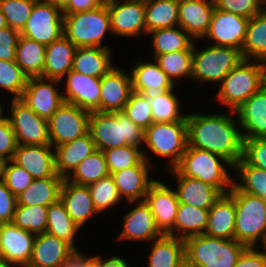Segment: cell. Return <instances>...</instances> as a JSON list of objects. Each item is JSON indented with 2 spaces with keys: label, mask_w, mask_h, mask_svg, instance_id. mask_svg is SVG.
<instances>
[{
  "label": "cell",
  "mask_w": 266,
  "mask_h": 267,
  "mask_svg": "<svg viewBox=\"0 0 266 267\" xmlns=\"http://www.w3.org/2000/svg\"><path fill=\"white\" fill-rule=\"evenodd\" d=\"M7 161H8L7 159H5L4 157L0 156V180H3L5 166H6Z\"/></svg>",
  "instance_id": "cell-61"
},
{
  "label": "cell",
  "mask_w": 266,
  "mask_h": 267,
  "mask_svg": "<svg viewBox=\"0 0 266 267\" xmlns=\"http://www.w3.org/2000/svg\"><path fill=\"white\" fill-rule=\"evenodd\" d=\"M92 260L99 267H129L126 260L118 256H113L103 261L100 255H96V256H93Z\"/></svg>",
  "instance_id": "cell-60"
},
{
  "label": "cell",
  "mask_w": 266,
  "mask_h": 267,
  "mask_svg": "<svg viewBox=\"0 0 266 267\" xmlns=\"http://www.w3.org/2000/svg\"><path fill=\"white\" fill-rule=\"evenodd\" d=\"M66 76L64 102L74 104L89 112H100L101 78L83 75L74 70Z\"/></svg>",
  "instance_id": "cell-17"
},
{
  "label": "cell",
  "mask_w": 266,
  "mask_h": 267,
  "mask_svg": "<svg viewBox=\"0 0 266 267\" xmlns=\"http://www.w3.org/2000/svg\"><path fill=\"white\" fill-rule=\"evenodd\" d=\"M131 70L133 92L142 94L149 100L174 89L175 83L154 61L153 63L138 61Z\"/></svg>",
  "instance_id": "cell-21"
},
{
  "label": "cell",
  "mask_w": 266,
  "mask_h": 267,
  "mask_svg": "<svg viewBox=\"0 0 266 267\" xmlns=\"http://www.w3.org/2000/svg\"><path fill=\"white\" fill-rule=\"evenodd\" d=\"M74 250L69 243L44 232L35 237L30 263L39 267H60Z\"/></svg>",
  "instance_id": "cell-28"
},
{
  "label": "cell",
  "mask_w": 266,
  "mask_h": 267,
  "mask_svg": "<svg viewBox=\"0 0 266 267\" xmlns=\"http://www.w3.org/2000/svg\"><path fill=\"white\" fill-rule=\"evenodd\" d=\"M60 200L73 221L82 227L94 214H99L95 209L90 191L86 185H79L65 178L61 190Z\"/></svg>",
  "instance_id": "cell-26"
},
{
  "label": "cell",
  "mask_w": 266,
  "mask_h": 267,
  "mask_svg": "<svg viewBox=\"0 0 266 267\" xmlns=\"http://www.w3.org/2000/svg\"><path fill=\"white\" fill-rule=\"evenodd\" d=\"M144 201L149 206L160 232L168 235L174 228L179 206L176 191L155 180L150 185Z\"/></svg>",
  "instance_id": "cell-16"
},
{
  "label": "cell",
  "mask_w": 266,
  "mask_h": 267,
  "mask_svg": "<svg viewBox=\"0 0 266 267\" xmlns=\"http://www.w3.org/2000/svg\"><path fill=\"white\" fill-rule=\"evenodd\" d=\"M154 55L193 50L194 39L180 26L150 31Z\"/></svg>",
  "instance_id": "cell-39"
},
{
  "label": "cell",
  "mask_w": 266,
  "mask_h": 267,
  "mask_svg": "<svg viewBox=\"0 0 266 267\" xmlns=\"http://www.w3.org/2000/svg\"><path fill=\"white\" fill-rule=\"evenodd\" d=\"M179 0H145V34L179 26Z\"/></svg>",
  "instance_id": "cell-36"
},
{
  "label": "cell",
  "mask_w": 266,
  "mask_h": 267,
  "mask_svg": "<svg viewBox=\"0 0 266 267\" xmlns=\"http://www.w3.org/2000/svg\"><path fill=\"white\" fill-rule=\"evenodd\" d=\"M14 266V264L9 263L7 261H5L4 259L0 258V267H12Z\"/></svg>",
  "instance_id": "cell-65"
},
{
  "label": "cell",
  "mask_w": 266,
  "mask_h": 267,
  "mask_svg": "<svg viewBox=\"0 0 266 267\" xmlns=\"http://www.w3.org/2000/svg\"><path fill=\"white\" fill-rule=\"evenodd\" d=\"M51 144L17 145L12 161L24 168L34 179L57 176L55 152Z\"/></svg>",
  "instance_id": "cell-20"
},
{
  "label": "cell",
  "mask_w": 266,
  "mask_h": 267,
  "mask_svg": "<svg viewBox=\"0 0 266 267\" xmlns=\"http://www.w3.org/2000/svg\"><path fill=\"white\" fill-rule=\"evenodd\" d=\"M120 2L115 0L106 3L111 17L112 35L136 37L145 34V0Z\"/></svg>",
  "instance_id": "cell-15"
},
{
  "label": "cell",
  "mask_w": 266,
  "mask_h": 267,
  "mask_svg": "<svg viewBox=\"0 0 266 267\" xmlns=\"http://www.w3.org/2000/svg\"><path fill=\"white\" fill-rule=\"evenodd\" d=\"M89 133L96 150L100 151L126 145L140 148L144 143V130L135 125L124 112H91Z\"/></svg>",
  "instance_id": "cell-2"
},
{
  "label": "cell",
  "mask_w": 266,
  "mask_h": 267,
  "mask_svg": "<svg viewBox=\"0 0 266 267\" xmlns=\"http://www.w3.org/2000/svg\"><path fill=\"white\" fill-rule=\"evenodd\" d=\"M152 165L143 159L137 166L111 174L121 198L125 196L128 202H136L138 199L144 201L150 185L155 181L148 177Z\"/></svg>",
  "instance_id": "cell-24"
},
{
  "label": "cell",
  "mask_w": 266,
  "mask_h": 267,
  "mask_svg": "<svg viewBox=\"0 0 266 267\" xmlns=\"http://www.w3.org/2000/svg\"><path fill=\"white\" fill-rule=\"evenodd\" d=\"M264 9L266 10V1L264 2Z\"/></svg>",
  "instance_id": "cell-71"
},
{
  "label": "cell",
  "mask_w": 266,
  "mask_h": 267,
  "mask_svg": "<svg viewBox=\"0 0 266 267\" xmlns=\"http://www.w3.org/2000/svg\"><path fill=\"white\" fill-rule=\"evenodd\" d=\"M233 168L239 173L242 181L233 183L239 190L266 200V170L248 164L243 158Z\"/></svg>",
  "instance_id": "cell-43"
},
{
  "label": "cell",
  "mask_w": 266,
  "mask_h": 267,
  "mask_svg": "<svg viewBox=\"0 0 266 267\" xmlns=\"http://www.w3.org/2000/svg\"><path fill=\"white\" fill-rule=\"evenodd\" d=\"M2 104H1V102H0V122L1 121H3L6 117H3L4 115H2V113H3V108H2V106H1Z\"/></svg>",
  "instance_id": "cell-69"
},
{
  "label": "cell",
  "mask_w": 266,
  "mask_h": 267,
  "mask_svg": "<svg viewBox=\"0 0 266 267\" xmlns=\"http://www.w3.org/2000/svg\"><path fill=\"white\" fill-rule=\"evenodd\" d=\"M249 19L215 8L205 38L212 39L216 46H230L242 50Z\"/></svg>",
  "instance_id": "cell-14"
},
{
  "label": "cell",
  "mask_w": 266,
  "mask_h": 267,
  "mask_svg": "<svg viewBox=\"0 0 266 267\" xmlns=\"http://www.w3.org/2000/svg\"><path fill=\"white\" fill-rule=\"evenodd\" d=\"M86 267H99L93 260H91Z\"/></svg>",
  "instance_id": "cell-68"
},
{
  "label": "cell",
  "mask_w": 266,
  "mask_h": 267,
  "mask_svg": "<svg viewBox=\"0 0 266 267\" xmlns=\"http://www.w3.org/2000/svg\"><path fill=\"white\" fill-rule=\"evenodd\" d=\"M241 51L230 46L210 45L196 50L193 44L192 79L199 82H222L224 77L241 61Z\"/></svg>",
  "instance_id": "cell-9"
},
{
  "label": "cell",
  "mask_w": 266,
  "mask_h": 267,
  "mask_svg": "<svg viewBox=\"0 0 266 267\" xmlns=\"http://www.w3.org/2000/svg\"><path fill=\"white\" fill-rule=\"evenodd\" d=\"M108 175L109 170L103 151L95 150L79 163L78 167L72 172V176L67 179L73 183L88 186Z\"/></svg>",
  "instance_id": "cell-41"
},
{
  "label": "cell",
  "mask_w": 266,
  "mask_h": 267,
  "mask_svg": "<svg viewBox=\"0 0 266 267\" xmlns=\"http://www.w3.org/2000/svg\"><path fill=\"white\" fill-rule=\"evenodd\" d=\"M20 31L9 26L0 29V60L16 61V47Z\"/></svg>",
  "instance_id": "cell-54"
},
{
  "label": "cell",
  "mask_w": 266,
  "mask_h": 267,
  "mask_svg": "<svg viewBox=\"0 0 266 267\" xmlns=\"http://www.w3.org/2000/svg\"><path fill=\"white\" fill-rule=\"evenodd\" d=\"M64 15V35L77 47H105L101 41L111 32V17L106 3L79 13Z\"/></svg>",
  "instance_id": "cell-7"
},
{
  "label": "cell",
  "mask_w": 266,
  "mask_h": 267,
  "mask_svg": "<svg viewBox=\"0 0 266 267\" xmlns=\"http://www.w3.org/2000/svg\"><path fill=\"white\" fill-rule=\"evenodd\" d=\"M109 170V175L114 172L137 166L143 159L150 162V158L143 150L133 145H126L103 151Z\"/></svg>",
  "instance_id": "cell-45"
},
{
  "label": "cell",
  "mask_w": 266,
  "mask_h": 267,
  "mask_svg": "<svg viewBox=\"0 0 266 267\" xmlns=\"http://www.w3.org/2000/svg\"><path fill=\"white\" fill-rule=\"evenodd\" d=\"M93 259V256H84L77 249H75L61 264L60 267H86V265Z\"/></svg>",
  "instance_id": "cell-59"
},
{
  "label": "cell",
  "mask_w": 266,
  "mask_h": 267,
  "mask_svg": "<svg viewBox=\"0 0 266 267\" xmlns=\"http://www.w3.org/2000/svg\"><path fill=\"white\" fill-rule=\"evenodd\" d=\"M91 112L64 102L47 120L52 147L80 138L89 133Z\"/></svg>",
  "instance_id": "cell-10"
},
{
  "label": "cell",
  "mask_w": 266,
  "mask_h": 267,
  "mask_svg": "<svg viewBox=\"0 0 266 267\" xmlns=\"http://www.w3.org/2000/svg\"><path fill=\"white\" fill-rule=\"evenodd\" d=\"M252 61L243 59L221 82L216 97L221 104L229 107L230 113L236 111L248 98L266 85V63L259 60Z\"/></svg>",
  "instance_id": "cell-3"
},
{
  "label": "cell",
  "mask_w": 266,
  "mask_h": 267,
  "mask_svg": "<svg viewBox=\"0 0 266 267\" xmlns=\"http://www.w3.org/2000/svg\"><path fill=\"white\" fill-rule=\"evenodd\" d=\"M54 150L57 174L65 179L78 167L80 162L96 150V147L88 133L73 141L56 146Z\"/></svg>",
  "instance_id": "cell-30"
},
{
  "label": "cell",
  "mask_w": 266,
  "mask_h": 267,
  "mask_svg": "<svg viewBox=\"0 0 266 267\" xmlns=\"http://www.w3.org/2000/svg\"><path fill=\"white\" fill-rule=\"evenodd\" d=\"M168 171L176 176L178 186L175 191L179 203L209 209L222 195L216 187L201 180L183 176L175 168Z\"/></svg>",
  "instance_id": "cell-27"
},
{
  "label": "cell",
  "mask_w": 266,
  "mask_h": 267,
  "mask_svg": "<svg viewBox=\"0 0 266 267\" xmlns=\"http://www.w3.org/2000/svg\"><path fill=\"white\" fill-rule=\"evenodd\" d=\"M45 53V45L21 35L16 47V63L28 78L41 77Z\"/></svg>",
  "instance_id": "cell-37"
},
{
  "label": "cell",
  "mask_w": 266,
  "mask_h": 267,
  "mask_svg": "<svg viewBox=\"0 0 266 267\" xmlns=\"http://www.w3.org/2000/svg\"><path fill=\"white\" fill-rule=\"evenodd\" d=\"M69 3V0H54V5L63 10Z\"/></svg>",
  "instance_id": "cell-62"
},
{
  "label": "cell",
  "mask_w": 266,
  "mask_h": 267,
  "mask_svg": "<svg viewBox=\"0 0 266 267\" xmlns=\"http://www.w3.org/2000/svg\"><path fill=\"white\" fill-rule=\"evenodd\" d=\"M228 194L234 199L236 218L234 239L247 247L266 241V200L239 190L234 184Z\"/></svg>",
  "instance_id": "cell-4"
},
{
  "label": "cell",
  "mask_w": 266,
  "mask_h": 267,
  "mask_svg": "<svg viewBox=\"0 0 266 267\" xmlns=\"http://www.w3.org/2000/svg\"><path fill=\"white\" fill-rule=\"evenodd\" d=\"M215 8L228 11L248 19L264 9L263 0H213Z\"/></svg>",
  "instance_id": "cell-52"
},
{
  "label": "cell",
  "mask_w": 266,
  "mask_h": 267,
  "mask_svg": "<svg viewBox=\"0 0 266 267\" xmlns=\"http://www.w3.org/2000/svg\"><path fill=\"white\" fill-rule=\"evenodd\" d=\"M242 158L248 164L266 170V138L244 139Z\"/></svg>",
  "instance_id": "cell-53"
},
{
  "label": "cell",
  "mask_w": 266,
  "mask_h": 267,
  "mask_svg": "<svg viewBox=\"0 0 266 267\" xmlns=\"http://www.w3.org/2000/svg\"><path fill=\"white\" fill-rule=\"evenodd\" d=\"M17 266H20V267H39V266H35L31 263H24V264H20V265H17Z\"/></svg>",
  "instance_id": "cell-67"
},
{
  "label": "cell",
  "mask_w": 266,
  "mask_h": 267,
  "mask_svg": "<svg viewBox=\"0 0 266 267\" xmlns=\"http://www.w3.org/2000/svg\"><path fill=\"white\" fill-rule=\"evenodd\" d=\"M223 163L233 168L228 160L218 154L187 146L175 169L183 176L201 180L227 194L233 187L234 179Z\"/></svg>",
  "instance_id": "cell-5"
},
{
  "label": "cell",
  "mask_w": 266,
  "mask_h": 267,
  "mask_svg": "<svg viewBox=\"0 0 266 267\" xmlns=\"http://www.w3.org/2000/svg\"><path fill=\"white\" fill-rule=\"evenodd\" d=\"M34 2L38 3H52L54 4V0H33Z\"/></svg>",
  "instance_id": "cell-66"
},
{
  "label": "cell",
  "mask_w": 266,
  "mask_h": 267,
  "mask_svg": "<svg viewBox=\"0 0 266 267\" xmlns=\"http://www.w3.org/2000/svg\"><path fill=\"white\" fill-rule=\"evenodd\" d=\"M173 90L150 99L153 122L170 123L175 121H186V115L180 114L179 99Z\"/></svg>",
  "instance_id": "cell-46"
},
{
  "label": "cell",
  "mask_w": 266,
  "mask_h": 267,
  "mask_svg": "<svg viewBox=\"0 0 266 267\" xmlns=\"http://www.w3.org/2000/svg\"><path fill=\"white\" fill-rule=\"evenodd\" d=\"M15 133L9 119L6 117L0 122V156L12 160L17 148Z\"/></svg>",
  "instance_id": "cell-55"
},
{
  "label": "cell",
  "mask_w": 266,
  "mask_h": 267,
  "mask_svg": "<svg viewBox=\"0 0 266 267\" xmlns=\"http://www.w3.org/2000/svg\"><path fill=\"white\" fill-rule=\"evenodd\" d=\"M123 112L135 125L143 130L153 123L150 100L142 94L133 92L129 101L124 106Z\"/></svg>",
  "instance_id": "cell-50"
},
{
  "label": "cell",
  "mask_w": 266,
  "mask_h": 267,
  "mask_svg": "<svg viewBox=\"0 0 266 267\" xmlns=\"http://www.w3.org/2000/svg\"><path fill=\"white\" fill-rule=\"evenodd\" d=\"M136 203L134 209L124 216L120 240H154L163 234L158 229L155 218L145 201L130 202Z\"/></svg>",
  "instance_id": "cell-25"
},
{
  "label": "cell",
  "mask_w": 266,
  "mask_h": 267,
  "mask_svg": "<svg viewBox=\"0 0 266 267\" xmlns=\"http://www.w3.org/2000/svg\"><path fill=\"white\" fill-rule=\"evenodd\" d=\"M177 267H196L186 257L178 264Z\"/></svg>",
  "instance_id": "cell-63"
},
{
  "label": "cell",
  "mask_w": 266,
  "mask_h": 267,
  "mask_svg": "<svg viewBox=\"0 0 266 267\" xmlns=\"http://www.w3.org/2000/svg\"><path fill=\"white\" fill-rule=\"evenodd\" d=\"M64 178L57 175L34 181L17 196V205H41L48 207L60 199Z\"/></svg>",
  "instance_id": "cell-34"
},
{
  "label": "cell",
  "mask_w": 266,
  "mask_h": 267,
  "mask_svg": "<svg viewBox=\"0 0 266 267\" xmlns=\"http://www.w3.org/2000/svg\"><path fill=\"white\" fill-rule=\"evenodd\" d=\"M209 209L179 203L173 230L168 234L182 240L205 234ZM176 232V233H175Z\"/></svg>",
  "instance_id": "cell-33"
},
{
  "label": "cell",
  "mask_w": 266,
  "mask_h": 267,
  "mask_svg": "<svg viewBox=\"0 0 266 267\" xmlns=\"http://www.w3.org/2000/svg\"><path fill=\"white\" fill-rule=\"evenodd\" d=\"M236 209L234 199L227 193L209 208L205 234L222 239H234Z\"/></svg>",
  "instance_id": "cell-31"
},
{
  "label": "cell",
  "mask_w": 266,
  "mask_h": 267,
  "mask_svg": "<svg viewBox=\"0 0 266 267\" xmlns=\"http://www.w3.org/2000/svg\"><path fill=\"white\" fill-rule=\"evenodd\" d=\"M133 93L131 77L116 66L101 78L100 112H123Z\"/></svg>",
  "instance_id": "cell-19"
},
{
  "label": "cell",
  "mask_w": 266,
  "mask_h": 267,
  "mask_svg": "<svg viewBox=\"0 0 266 267\" xmlns=\"http://www.w3.org/2000/svg\"><path fill=\"white\" fill-rule=\"evenodd\" d=\"M263 246H264L263 248H265V249H266V241H265V243L263 244Z\"/></svg>",
  "instance_id": "cell-72"
},
{
  "label": "cell",
  "mask_w": 266,
  "mask_h": 267,
  "mask_svg": "<svg viewBox=\"0 0 266 267\" xmlns=\"http://www.w3.org/2000/svg\"><path fill=\"white\" fill-rule=\"evenodd\" d=\"M246 248L235 239L202 234L185 240V257L196 267H234Z\"/></svg>",
  "instance_id": "cell-6"
},
{
  "label": "cell",
  "mask_w": 266,
  "mask_h": 267,
  "mask_svg": "<svg viewBox=\"0 0 266 267\" xmlns=\"http://www.w3.org/2000/svg\"><path fill=\"white\" fill-rule=\"evenodd\" d=\"M148 267H177L185 258V240L163 234L154 239Z\"/></svg>",
  "instance_id": "cell-35"
},
{
  "label": "cell",
  "mask_w": 266,
  "mask_h": 267,
  "mask_svg": "<svg viewBox=\"0 0 266 267\" xmlns=\"http://www.w3.org/2000/svg\"><path fill=\"white\" fill-rule=\"evenodd\" d=\"M238 129L247 131L242 133L243 139L266 138V85L248 98L236 111Z\"/></svg>",
  "instance_id": "cell-22"
},
{
  "label": "cell",
  "mask_w": 266,
  "mask_h": 267,
  "mask_svg": "<svg viewBox=\"0 0 266 267\" xmlns=\"http://www.w3.org/2000/svg\"><path fill=\"white\" fill-rule=\"evenodd\" d=\"M102 3H108V2H111V1H115V0H101Z\"/></svg>",
  "instance_id": "cell-70"
},
{
  "label": "cell",
  "mask_w": 266,
  "mask_h": 267,
  "mask_svg": "<svg viewBox=\"0 0 266 267\" xmlns=\"http://www.w3.org/2000/svg\"><path fill=\"white\" fill-rule=\"evenodd\" d=\"M20 33L45 46L49 45L64 35L62 10L52 3L36 2L30 18Z\"/></svg>",
  "instance_id": "cell-11"
},
{
  "label": "cell",
  "mask_w": 266,
  "mask_h": 267,
  "mask_svg": "<svg viewBox=\"0 0 266 267\" xmlns=\"http://www.w3.org/2000/svg\"><path fill=\"white\" fill-rule=\"evenodd\" d=\"M243 59L266 63V10L249 19L246 37L242 46Z\"/></svg>",
  "instance_id": "cell-38"
},
{
  "label": "cell",
  "mask_w": 266,
  "mask_h": 267,
  "mask_svg": "<svg viewBox=\"0 0 266 267\" xmlns=\"http://www.w3.org/2000/svg\"><path fill=\"white\" fill-rule=\"evenodd\" d=\"M18 228L35 235L46 232L47 207L41 205H17L12 221Z\"/></svg>",
  "instance_id": "cell-44"
},
{
  "label": "cell",
  "mask_w": 266,
  "mask_h": 267,
  "mask_svg": "<svg viewBox=\"0 0 266 267\" xmlns=\"http://www.w3.org/2000/svg\"><path fill=\"white\" fill-rule=\"evenodd\" d=\"M11 117H7L18 145L51 144L48 121L38 116L20 99L11 100Z\"/></svg>",
  "instance_id": "cell-12"
},
{
  "label": "cell",
  "mask_w": 266,
  "mask_h": 267,
  "mask_svg": "<svg viewBox=\"0 0 266 267\" xmlns=\"http://www.w3.org/2000/svg\"><path fill=\"white\" fill-rule=\"evenodd\" d=\"M101 0H69L68 5L62 10L63 14L85 12L101 6Z\"/></svg>",
  "instance_id": "cell-58"
},
{
  "label": "cell",
  "mask_w": 266,
  "mask_h": 267,
  "mask_svg": "<svg viewBox=\"0 0 266 267\" xmlns=\"http://www.w3.org/2000/svg\"><path fill=\"white\" fill-rule=\"evenodd\" d=\"M3 181L17 197L34 181V178L24 168L9 160L5 166Z\"/></svg>",
  "instance_id": "cell-51"
},
{
  "label": "cell",
  "mask_w": 266,
  "mask_h": 267,
  "mask_svg": "<svg viewBox=\"0 0 266 267\" xmlns=\"http://www.w3.org/2000/svg\"><path fill=\"white\" fill-rule=\"evenodd\" d=\"M159 67L168 75L173 83L180 82L177 78L192 79L193 50L177 51L163 55H154ZM176 78V80H174Z\"/></svg>",
  "instance_id": "cell-42"
},
{
  "label": "cell",
  "mask_w": 266,
  "mask_h": 267,
  "mask_svg": "<svg viewBox=\"0 0 266 267\" xmlns=\"http://www.w3.org/2000/svg\"><path fill=\"white\" fill-rule=\"evenodd\" d=\"M44 80L42 77H30L20 100L38 116L48 120L64 103V99L57 88L60 80L48 79L49 83Z\"/></svg>",
  "instance_id": "cell-13"
},
{
  "label": "cell",
  "mask_w": 266,
  "mask_h": 267,
  "mask_svg": "<svg viewBox=\"0 0 266 267\" xmlns=\"http://www.w3.org/2000/svg\"><path fill=\"white\" fill-rule=\"evenodd\" d=\"M144 143L157 156L170 158L167 170L175 168L188 146L187 121L153 122L144 130Z\"/></svg>",
  "instance_id": "cell-8"
},
{
  "label": "cell",
  "mask_w": 266,
  "mask_h": 267,
  "mask_svg": "<svg viewBox=\"0 0 266 267\" xmlns=\"http://www.w3.org/2000/svg\"><path fill=\"white\" fill-rule=\"evenodd\" d=\"M87 187L98 213L114 205L116 206L122 199L111 175L101 178Z\"/></svg>",
  "instance_id": "cell-47"
},
{
  "label": "cell",
  "mask_w": 266,
  "mask_h": 267,
  "mask_svg": "<svg viewBox=\"0 0 266 267\" xmlns=\"http://www.w3.org/2000/svg\"><path fill=\"white\" fill-rule=\"evenodd\" d=\"M179 26L192 38H204L212 20L213 0H179Z\"/></svg>",
  "instance_id": "cell-23"
},
{
  "label": "cell",
  "mask_w": 266,
  "mask_h": 267,
  "mask_svg": "<svg viewBox=\"0 0 266 267\" xmlns=\"http://www.w3.org/2000/svg\"><path fill=\"white\" fill-rule=\"evenodd\" d=\"M111 50L105 47L77 48L72 70L83 75L102 78L113 67Z\"/></svg>",
  "instance_id": "cell-32"
},
{
  "label": "cell",
  "mask_w": 266,
  "mask_h": 267,
  "mask_svg": "<svg viewBox=\"0 0 266 267\" xmlns=\"http://www.w3.org/2000/svg\"><path fill=\"white\" fill-rule=\"evenodd\" d=\"M35 3L33 0H0V10L8 26L21 32L31 16Z\"/></svg>",
  "instance_id": "cell-49"
},
{
  "label": "cell",
  "mask_w": 266,
  "mask_h": 267,
  "mask_svg": "<svg viewBox=\"0 0 266 267\" xmlns=\"http://www.w3.org/2000/svg\"><path fill=\"white\" fill-rule=\"evenodd\" d=\"M36 235L18 228L13 222L0 228V258L17 265L30 263Z\"/></svg>",
  "instance_id": "cell-18"
},
{
  "label": "cell",
  "mask_w": 266,
  "mask_h": 267,
  "mask_svg": "<svg viewBox=\"0 0 266 267\" xmlns=\"http://www.w3.org/2000/svg\"><path fill=\"white\" fill-rule=\"evenodd\" d=\"M80 227L73 221L59 199L47 207V229L46 232L69 243L74 249V237Z\"/></svg>",
  "instance_id": "cell-40"
},
{
  "label": "cell",
  "mask_w": 266,
  "mask_h": 267,
  "mask_svg": "<svg viewBox=\"0 0 266 267\" xmlns=\"http://www.w3.org/2000/svg\"><path fill=\"white\" fill-rule=\"evenodd\" d=\"M77 47L65 36L46 45L42 78L60 80L73 68Z\"/></svg>",
  "instance_id": "cell-29"
},
{
  "label": "cell",
  "mask_w": 266,
  "mask_h": 267,
  "mask_svg": "<svg viewBox=\"0 0 266 267\" xmlns=\"http://www.w3.org/2000/svg\"><path fill=\"white\" fill-rule=\"evenodd\" d=\"M28 79L16 61L0 60V87L13 93L12 99H20Z\"/></svg>",
  "instance_id": "cell-48"
},
{
  "label": "cell",
  "mask_w": 266,
  "mask_h": 267,
  "mask_svg": "<svg viewBox=\"0 0 266 267\" xmlns=\"http://www.w3.org/2000/svg\"><path fill=\"white\" fill-rule=\"evenodd\" d=\"M7 21L5 16L3 15L2 11L0 10V29L7 27Z\"/></svg>",
  "instance_id": "cell-64"
},
{
  "label": "cell",
  "mask_w": 266,
  "mask_h": 267,
  "mask_svg": "<svg viewBox=\"0 0 266 267\" xmlns=\"http://www.w3.org/2000/svg\"><path fill=\"white\" fill-rule=\"evenodd\" d=\"M233 118L217 113L186 114L188 146L218 154L234 166L243 156L244 139Z\"/></svg>",
  "instance_id": "cell-1"
},
{
  "label": "cell",
  "mask_w": 266,
  "mask_h": 267,
  "mask_svg": "<svg viewBox=\"0 0 266 267\" xmlns=\"http://www.w3.org/2000/svg\"><path fill=\"white\" fill-rule=\"evenodd\" d=\"M259 251L254 247H247L234 267H266V249Z\"/></svg>",
  "instance_id": "cell-57"
},
{
  "label": "cell",
  "mask_w": 266,
  "mask_h": 267,
  "mask_svg": "<svg viewBox=\"0 0 266 267\" xmlns=\"http://www.w3.org/2000/svg\"><path fill=\"white\" fill-rule=\"evenodd\" d=\"M17 197L10 191L3 180H0V223L12 222Z\"/></svg>",
  "instance_id": "cell-56"
}]
</instances>
